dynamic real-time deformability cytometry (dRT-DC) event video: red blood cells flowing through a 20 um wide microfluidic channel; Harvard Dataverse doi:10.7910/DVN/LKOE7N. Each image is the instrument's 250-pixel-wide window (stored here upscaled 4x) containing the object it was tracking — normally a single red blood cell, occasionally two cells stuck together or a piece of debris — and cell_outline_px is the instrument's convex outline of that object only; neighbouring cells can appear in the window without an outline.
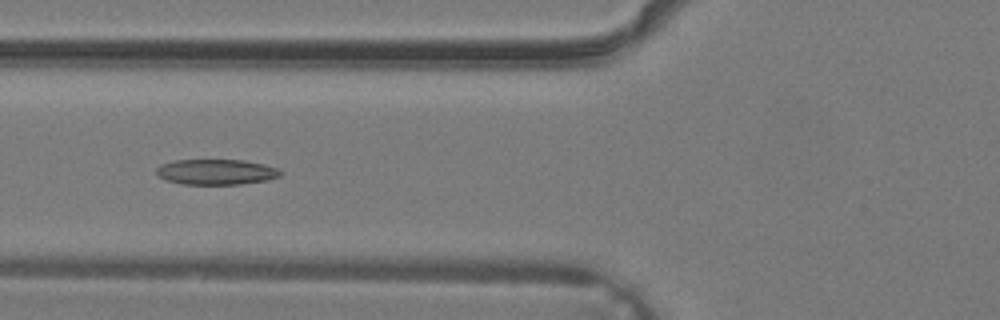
{"species": "common noctule bat (a hibernating species)", "species_latin": "Nyctalus noctula", "temperature_condition": "warm", "stored_images_in_passage": 38, "camera_frame_rate_fps": 3000, "um_per_image_px": 0.085, "animal": {"sex": "male", "body_mass_g": 19.2, "forearm_length_mm": 51.8}, "frame": {"image": 1, "passage_image": 15, "time_ms": 4.667, "image_size_px": [1000, 320], "cell_outline_px": [[280, 176], [264, 180], [240, 184], [180, 184], [164, 180], [156, 176], [156, 168], [160, 164], [176, 160], [244, 160], [264, 164], [280, 168]], "centroid_in_image_um": [18.32, 14.61], "position_along_channel_um": 107.5, "area_um2": 18.5}}
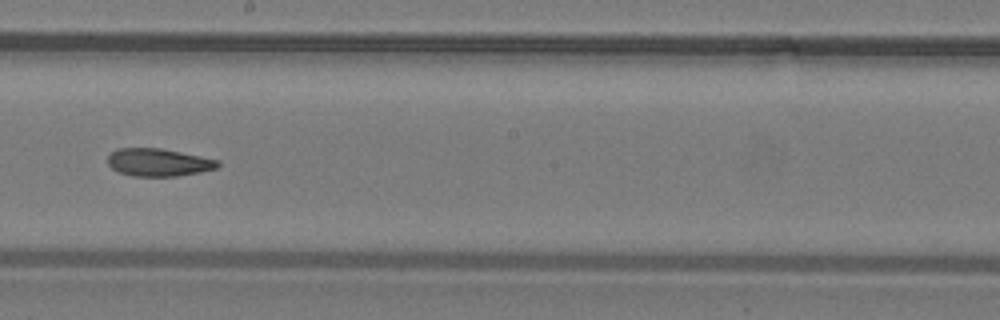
{"frame": {"image": 2, "passage_image": 22, "time_ms": 7.0, "image_size_px": [1000, 320], "cell_outline_px": [[220, 164], [216, 168], [200, 172], [176, 176], [132, 176], [120, 172], [112, 168], [108, 164], [108, 156], [116, 148], [160, 148], [220, 160]], "centroid_in_image_um": [13.47, 13.8], "position_along_channel_um": 234.7, "area_um2": 17.69}}
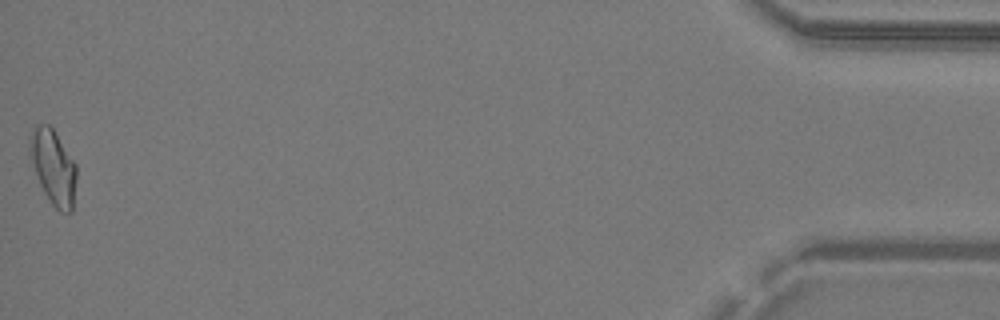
{"frame": {"image": 3, "passage_image": 38, "time_ms": 12.333, "image_size_px": [1000, 320], "cell_outline_px": [[76, 180], [72, 212], [60, 212], [52, 204], [44, 192], [40, 184], [28, 148], [28, 144], [32, 128], [36, 124], [48, 124], [52, 128], [76, 164]], "centroid_in_image_um": [4.53, 14.19], "position_along_channel_um": 430.7, "area_um2": 20.06}}